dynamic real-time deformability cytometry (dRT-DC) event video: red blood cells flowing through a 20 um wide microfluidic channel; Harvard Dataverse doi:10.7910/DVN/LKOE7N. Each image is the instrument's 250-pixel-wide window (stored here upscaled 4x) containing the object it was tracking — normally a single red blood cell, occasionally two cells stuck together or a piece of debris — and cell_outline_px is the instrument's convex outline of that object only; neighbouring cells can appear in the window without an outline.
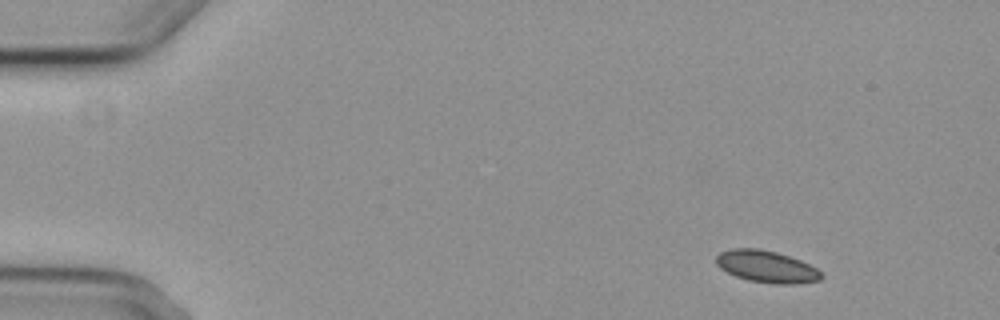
{"species": "common noctule bat (a hibernating species)", "species_latin": "Nyctalus noctula", "temperature_condition": "cold", "stored_images_in_passage": 4, "camera_frame_rate_fps": 3000, "um_per_image_px": 0.085, "animal": {"sex": "female", "body_mass_g": 29.2, "forearm_length_mm": 56.3}, "frame": {"image": 1, "passage_image": 1, "time_ms": 0.0, "image_size_px": [1000, 320], "cell_outline_px": [[824, 276], [820, 280], [796, 284], [772, 284], [748, 280], [736, 276], [720, 268], [716, 264], [716, 256], [720, 252], [732, 248], [760, 248], [776, 252], [800, 260], [824, 272]], "centroid_in_image_um": [65.18, 22.66], "position_along_channel_um": 19.8, "area_um2": 19.71}}
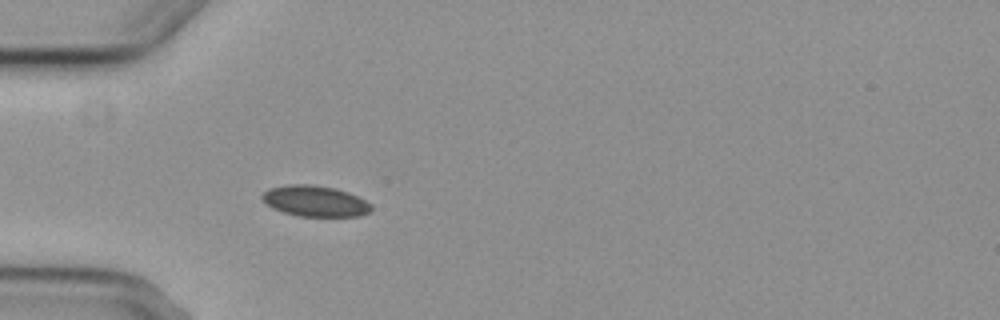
{"frame": {"image": 2, "passage_image": 4, "time_ms": 3.667, "image_size_px": [1000, 320], "cell_outline_px": [[372, 208], [368, 212], [360, 216], [296, 216], [272, 208], [264, 204], [260, 196], [268, 188], [288, 184], [308, 184], [336, 188], [348, 192], [372, 204]], "centroid_in_image_um": [26.73, 17.09], "position_along_channel_um": 58.3, "area_um2": 19.77}}